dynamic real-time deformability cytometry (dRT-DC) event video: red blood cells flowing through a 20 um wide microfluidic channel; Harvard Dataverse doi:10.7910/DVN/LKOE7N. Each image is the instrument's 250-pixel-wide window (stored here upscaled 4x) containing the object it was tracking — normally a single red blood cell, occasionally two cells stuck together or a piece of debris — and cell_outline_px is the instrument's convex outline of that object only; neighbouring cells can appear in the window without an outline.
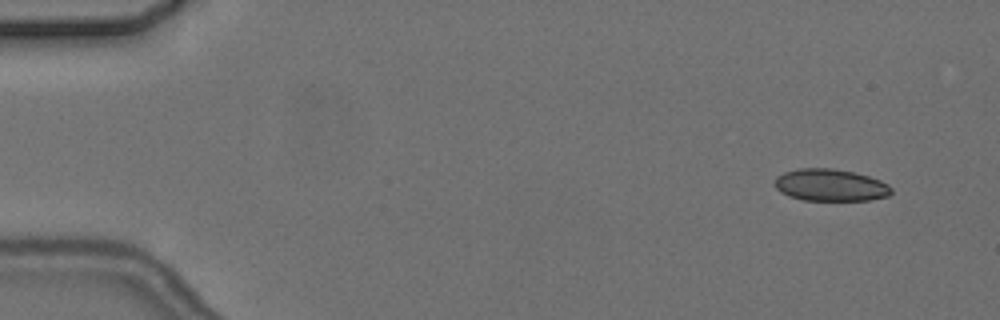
{"species": "common noctule bat (a hibernating species)", "species_latin": "Nyctalus noctula", "temperature_condition": "cold", "stored_images_in_passage": 9, "camera_frame_rate_fps": 3000, "um_per_image_px": 0.085, "animal": {"sex": "female", "body_mass_g": 24.6, "forearm_length_mm": 56.2}, "frame": {"image": 1, "passage_image": 2, "time_ms": 1.0, "image_size_px": [1000, 320], "cell_outline_px": [[892, 192], [888, 196], [868, 200], [804, 200], [788, 196], [780, 192], [776, 188], [776, 176], [784, 172], [800, 168], [832, 168], [852, 172], [868, 176], [880, 180], [888, 184], [892, 188]], "centroid_in_image_um": [70.59, 15.73], "position_along_channel_um": 14.4, "area_um2": 21.73}}
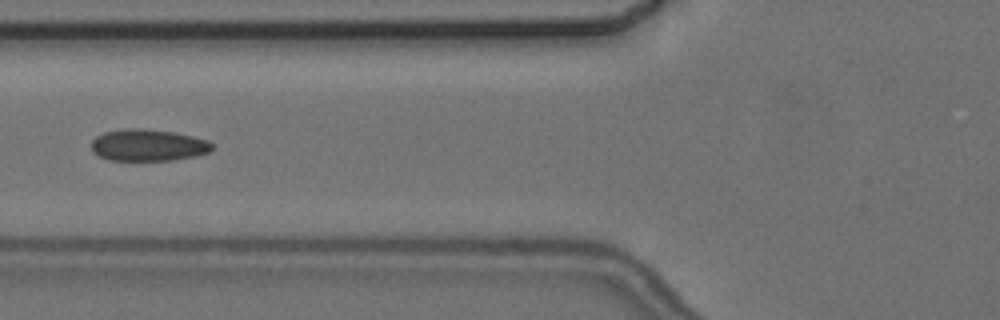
{"frame": {"image": 2, "passage_image": 7, "time_ms": 7.0, "image_size_px": [1000, 320], "cell_outline_px": [[212, 148], [208, 152], [196, 156], [172, 160], [108, 160], [96, 156], [92, 152], [92, 140], [96, 136], [104, 132], [124, 128], [144, 128], [176, 132], [208, 140], [212, 144]], "centroid_in_image_um": [12.55, 12.33], "position_along_channel_um": 113.2, "area_um2": 22.6}}
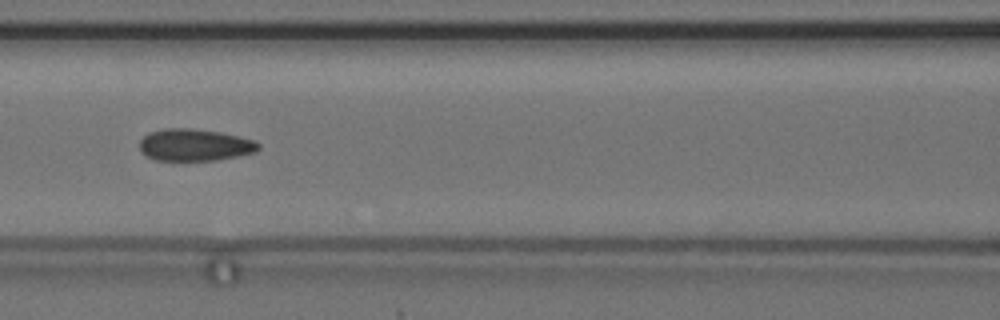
{"frame": {"image": 3, "passage_image": 8, "time_ms": 8.0, "image_size_px": [1000, 320], "cell_outline_px": [[260, 148], [256, 152], [216, 160], [156, 160], [140, 152], [140, 140], [148, 132], [164, 128], [192, 128], [220, 132], [240, 136], [252, 140], [260, 144]], "centroid_in_image_um": [16.54, 12.31], "position_along_channel_um": 150.1, "area_um2": 22.2}}